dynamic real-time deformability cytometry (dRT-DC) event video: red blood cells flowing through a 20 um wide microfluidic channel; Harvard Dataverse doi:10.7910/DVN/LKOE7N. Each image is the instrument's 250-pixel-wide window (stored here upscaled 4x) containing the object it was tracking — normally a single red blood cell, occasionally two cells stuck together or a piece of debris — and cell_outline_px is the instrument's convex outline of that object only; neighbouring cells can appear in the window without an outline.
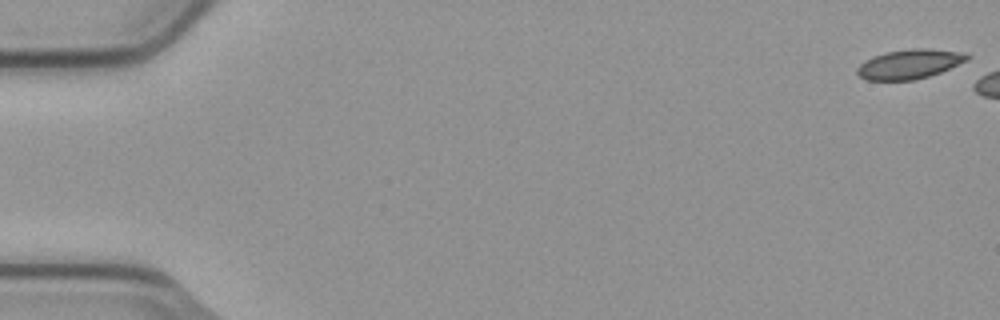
{"species": "common noctule bat (a hibernating species)", "species_latin": "Nyctalus noctula", "temperature_condition": "cold", "stored_images_in_passage": 3, "camera_frame_rate_fps": 3000, "um_per_image_px": 0.085, "animal": {"sex": "male", "body_mass_g": 23.1, "forearm_length_mm": 52.7}, "frame": {"image": 1, "passage_image": 1, "time_ms": 0.0, "image_size_px": [1000, 320], "cell_outline_px": [[972, 56], [968, 60], [940, 72], [928, 76], [912, 80], [868, 80], [860, 76], [856, 72], [856, 68], [864, 60], [872, 56], [884, 52], [912, 48], [928, 48], [968, 52]], "centroid_in_image_um": [77.33, 5.42], "position_along_channel_um": 7.7, "area_um2": 19.13}}